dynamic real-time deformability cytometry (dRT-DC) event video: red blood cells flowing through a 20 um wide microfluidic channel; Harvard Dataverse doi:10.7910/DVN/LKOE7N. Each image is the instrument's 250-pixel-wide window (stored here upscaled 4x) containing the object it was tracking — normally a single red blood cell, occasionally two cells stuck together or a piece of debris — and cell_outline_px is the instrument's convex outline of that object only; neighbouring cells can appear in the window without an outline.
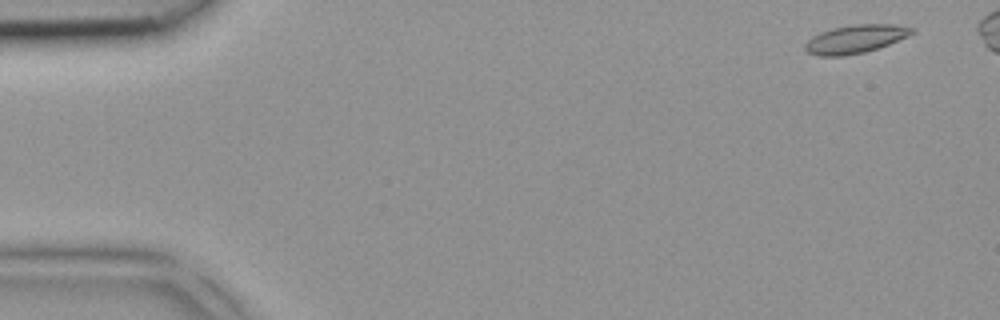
{"species": "common noctule bat (a hibernating species)", "species_latin": "Nyctalus noctula", "temperature_condition": "room temperature", "stored_images_in_passage": 5, "camera_frame_rate_fps": 3000, "um_per_image_px": 0.085, "animal": {"sex": "female", "body_mass_g": 18.4}, "frame": {"image": 1, "passage_image": 1, "time_ms": 0.0, "image_size_px": [1000, 320], "cell_outline_px": [[916, 32], [908, 36], [888, 44], [864, 52], [844, 56], [820, 56], [808, 52], [804, 48], [804, 44], [812, 36], [820, 32], [832, 28], [852, 24], [892, 24], [916, 28]], "centroid_in_image_um": [72.71, 3.3], "position_along_channel_um": 12.3, "area_um2": 17.63}}